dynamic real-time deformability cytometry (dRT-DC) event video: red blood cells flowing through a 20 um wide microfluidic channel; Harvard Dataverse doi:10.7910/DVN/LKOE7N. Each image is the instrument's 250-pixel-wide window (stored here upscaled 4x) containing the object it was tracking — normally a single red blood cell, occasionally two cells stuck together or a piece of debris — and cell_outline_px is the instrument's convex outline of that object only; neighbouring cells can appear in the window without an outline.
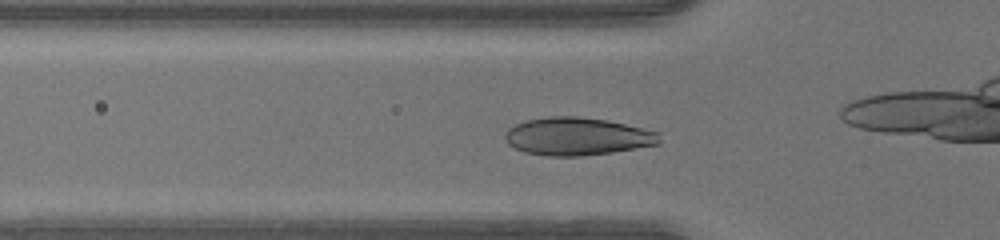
{"species": "human", "species_latin": "Homo sapiens", "temperature_condition": "warm", "stored_images_in_passage": 33, "camera_frame_rate_fps": 3000, "um_per_image_px": 0.085, "donor": {"sex": "male"}, "frame": {"image": 1, "passage_image": 12, "time_ms": 3.667, "image_size_px": [1000, 240], "cell_outline_px": [[660, 144], [612, 152], [580, 156], [548, 156], [524, 152], [508, 144], [504, 140], [504, 136], [508, 128], [516, 124], [528, 120], [552, 116], [576, 116], [608, 120], [660, 132]], "centroid_in_image_um": [49.08, 11.59], "position_along_channel_um": 76.7, "area_um2": 34.04}}
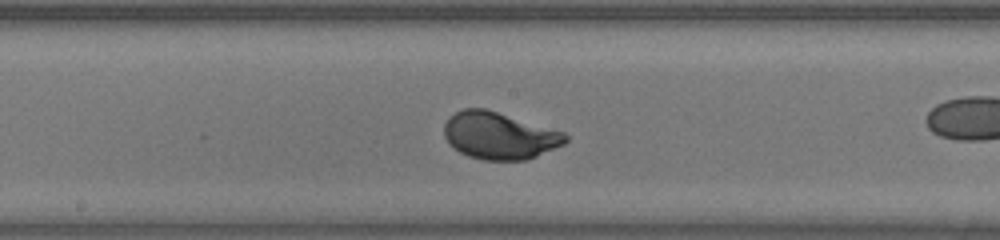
{"frame": {"image": 2, "passage_image": 21, "time_ms": 6.667, "image_size_px": [1000, 240], "cell_outline_px": [[568, 140], [564, 144], [536, 156], [524, 160], [484, 160], [468, 156], [460, 152], [448, 144], [444, 136], [444, 124], [448, 116], [464, 108], [484, 108], [564, 132], [568, 136]], "centroid_in_image_um": [42.41, 11.53], "position_along_channel_um": 205.8, "area_um2": 33.18}}
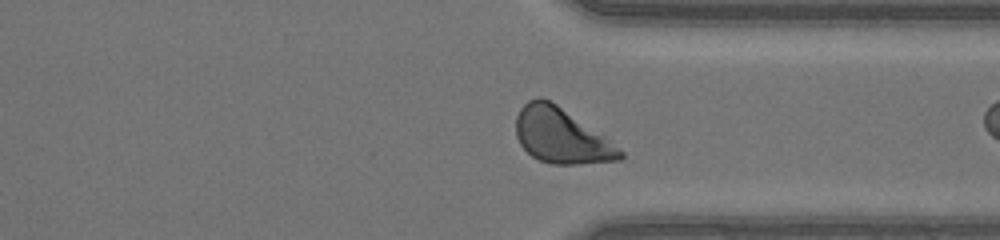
{"frame": {"image": 3, "passage_image": 32, "time_ms": 10.333, "image_size_px": [1000, 240], "cell_outline_px": [[624, 156], [620, 160], [576, 164], [552, 164], [540, 160], [532, 156], [520, 144], [516, 136], [516, 116], [520, 108], [528, 100], [536, 96], [540, 96], [556, 104], [604, 136], [620, 148], [624, 152]], "centroid_in_image_um": [47.68, 11.54], "position_along_channel_um": 363.7, "area_um2": 33.12}}